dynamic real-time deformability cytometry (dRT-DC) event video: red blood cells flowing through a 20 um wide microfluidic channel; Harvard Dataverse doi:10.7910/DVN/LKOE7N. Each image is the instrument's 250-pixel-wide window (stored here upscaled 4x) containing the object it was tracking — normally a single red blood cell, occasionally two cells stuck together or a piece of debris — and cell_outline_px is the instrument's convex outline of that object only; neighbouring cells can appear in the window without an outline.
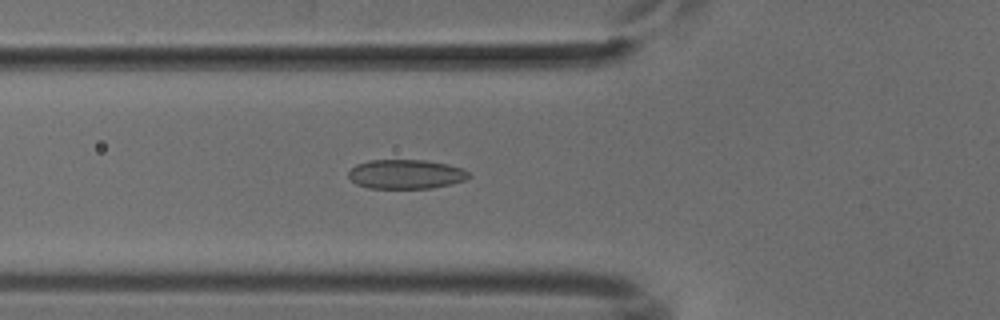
{"species": "common noctule bat (a hibernating species)", "species_latin": "Nyctalus noctula", "temperature_condition": "cold", "stored_images_in_passage": 35, "camera_frame_rate_fps": 3000, "um_per_image_px": 0.085, "animal": {"sex": "male", "body_mass_g": 18.8}, "frame": {"image": 1, "passage_image": 2, "time_ms": 0.333, "image_size_px": [1000, 320], "cell_outline_px": [[472, 176], [464, 180], [432, 188], [368, 188], [356, 184], [348, 176], [348, 172], [356, 164], [368, 160], [424, 160], [448, 164], [460, 168], [468, 172]], "centroid_in_image_um": [34.47, 14.8], "position_along_channel_um": 91.3, "area_um2": 20.46}}
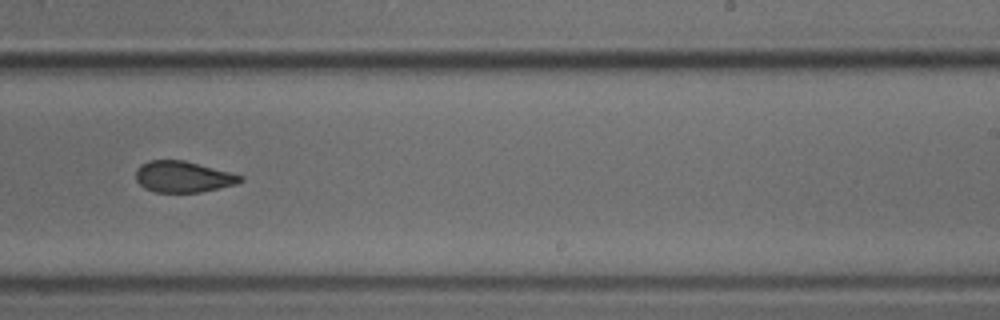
{"frame": {"image": 2, "passage_image": 16, "time_ms": 5.0, "image_size_px": [1000, 320], "cell_outline_px": [[244, 180], [236, 184], [200, 192], [156, 192], [144, 188], [136, 180], [136, 168], [140, 164], [148, 160], [184, 160], [244, 176]], "centroid_in_image_um": [15.54, 15.02], "position_along_channel_um": 273.5, "area_um2": 18.96}}
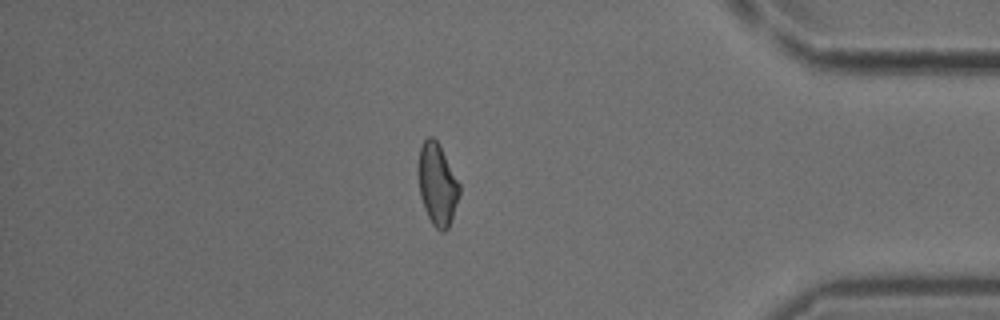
{"frame": {"image": 3, "passage_image": 28, "time_ms": 9.0, "image_size_px": [1000, 320], "cell_outline_px": [[460, 192], [448, 228], [444, 232], [440, 232], [432, 224], [424, 208], [420, 196], [420, 148], [424, 140], [428, 136], [432, 136], [440, 144], [460, 184]], "centroid_in_image_um": [37.2, 15.67], "position_along_channel_um": 398.0, "area_um2": 19.19}}